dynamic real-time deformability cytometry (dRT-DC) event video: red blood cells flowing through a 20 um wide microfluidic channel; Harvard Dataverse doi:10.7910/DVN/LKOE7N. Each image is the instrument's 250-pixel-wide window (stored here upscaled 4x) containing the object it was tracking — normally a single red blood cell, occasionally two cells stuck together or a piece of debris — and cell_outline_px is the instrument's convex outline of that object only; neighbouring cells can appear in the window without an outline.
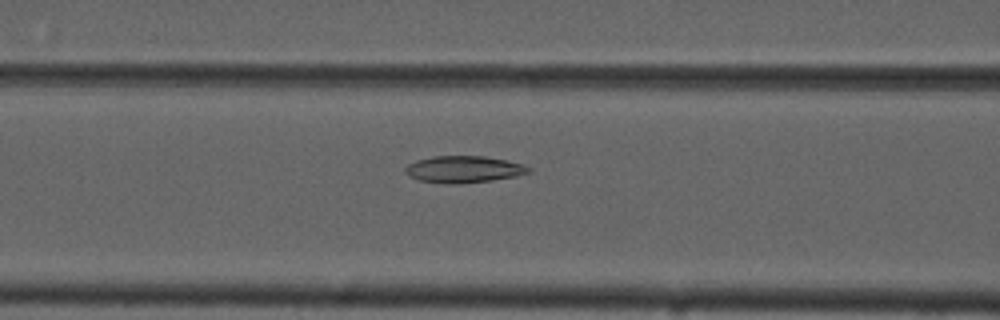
{"species": "common noctule bat (a hibernating species)", "species_latin": "Nyctalus noctula", "temperature_condition": "cold", "stored_images_in_passage": 55, "camera_frame_rate_fps": 3000, "um_per_image_px": 0.085, "animal": {"sex": "male", "forearm_length_mm": 52.5}, "frame": {"image": 1, "passage_image": 23, "time_ms": 7.333, "image_size_px": [1000, 320], "cell_outline_px": [[532, 172], [516, 176], [492, 180], [452, 184], [420, 180], [408, 176], [404, 172], [404, 168], [408, 164], [416, 160], [432, 156], [484, 156], [508, 160], [524, 164], [532, 168]], "centroid_in_image_um": [39.44, 14.38], "position_along_channel_um": 127.2, "area_um2": 19.36}}
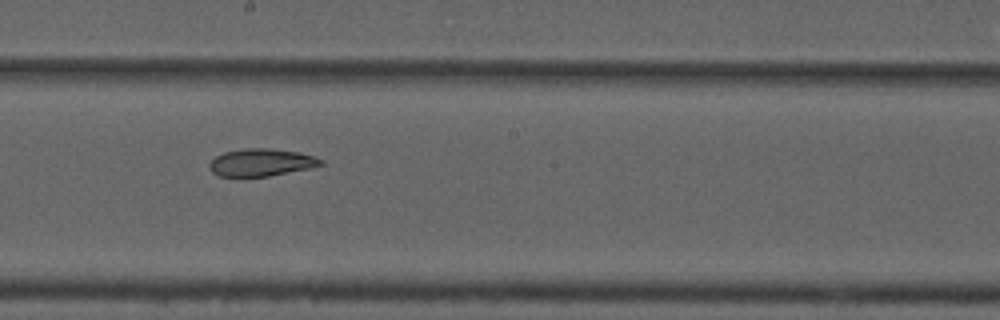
{"frame": {"image": 2, "passage_image": 31, "time_ms": 10.0, "image_size_px": [1000, 320], "cell_outline_px": [[324, 164], [312, 168], [268, 176], [220, 176], [212, 172], [208, 168], [208, 164], [216, 156], [224, 152], [244, 148], [268, 148], [300, 152], [316, 156], [324, 160]], "centroid_in_image_um": [22.24, 13.8], "position_along_channel_um": 226.0, "area_um2": 17.98}}
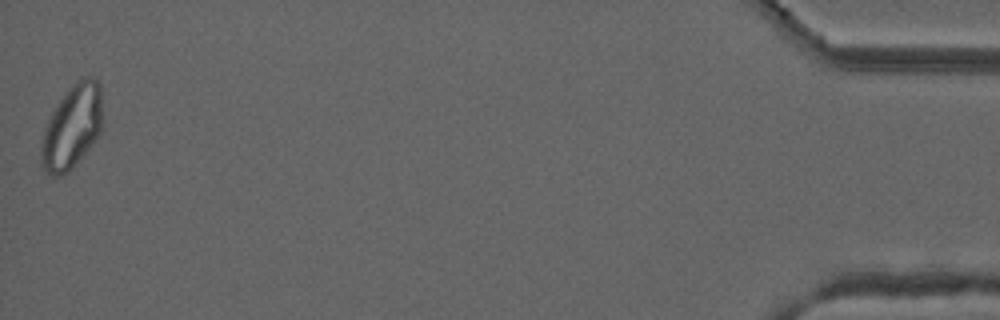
{"frame": {"image": 3, "passage_image": 55, "time_ms": 18.0, "image_size_px": [1000, 320], "cell_outline_px": [[100, 132], [92, 144], [72, 168], [68, 172], [60, 176], [52, 176], [40, 164], [40, 152], [44, 128], [52, 112], [60, 100], [76, 80], [84, 76], [96, 76], [100, 84]], "centroid_in_image_um": [6.1, 10.78], "position_along_channel_um": 429.1, "area_um2": 29.48}, "authors_computed_cell_mechanics": {"area_um2": 22.4842, "velocity_mm_per_s": 3.721, "shape_relaxation_time_tau1_ms": 10.8209, "shape_relaxation_time_tau2_ms": 4.754, "deformation_change_tau1": 0.2176, "deformation_change_tau2": 0.1097}}